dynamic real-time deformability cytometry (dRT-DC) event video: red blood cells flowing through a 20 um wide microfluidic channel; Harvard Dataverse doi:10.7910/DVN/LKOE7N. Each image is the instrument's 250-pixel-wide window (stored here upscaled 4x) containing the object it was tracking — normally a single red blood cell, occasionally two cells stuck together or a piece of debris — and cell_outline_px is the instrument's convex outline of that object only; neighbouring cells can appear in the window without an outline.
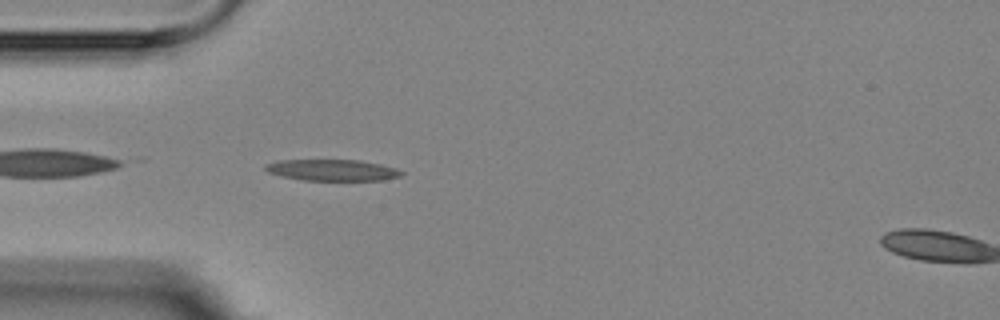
{"species": "Egyptian fruit bat (a non-hibernating species)", "species_latin": "Rousettus aegyptiacus", "temperature_condition": "room temperature", "stored_images_in_passage": 2, "segment_of_instrument_passage": [1, 2], "camera_frame_rate_fps": 3000, "um_per_image_px": 0.085, "animal": {"sex": "female"}, "frame": {"image": 1, "passage_image": 1, "time_ms": 0.0, "image_size_px": [1000, 320], "cell_outline_px": [[404, 172], [400, 176], [384, 180], [300, 180], [268, 172], [264, 168], [264, 164], [276, 160], [360, 160], [380, 164], [396, 168]], "centroid_in_image_um": [28.23, 14.45], "position_along_channel_um": 56.8, "area_um2": 16.88}}